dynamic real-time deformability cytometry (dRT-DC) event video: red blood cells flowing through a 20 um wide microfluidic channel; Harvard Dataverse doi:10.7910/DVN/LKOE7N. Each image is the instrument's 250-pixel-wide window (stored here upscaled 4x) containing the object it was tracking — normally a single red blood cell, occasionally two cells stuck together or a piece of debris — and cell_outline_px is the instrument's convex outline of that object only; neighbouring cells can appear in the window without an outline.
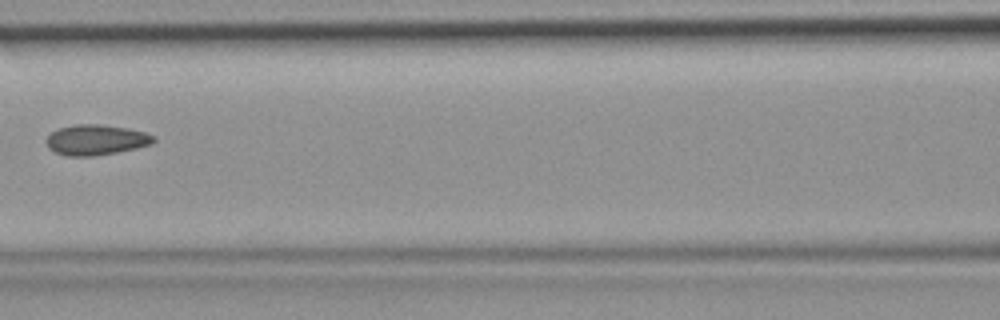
{"species": "common noctule bat (a hibernating species)", "species_latin": "Nyctalus noctula", "temperature_condition": "room temperature", "stored_images_in_passage": 6, "camera_frame_rate_fps": 3000, "um_per_image_px": 0.085, "animal": {"sex": "female", "body_mass_g": 19.9}, "frame": {"image": 1, "passage_image": 6, "time_ms": 1.667, "image_size_px": [1000, 320], "cell_outline_px": [[156, 140], [152, 144], [136, 148], [116, 152], [92, 156], [68, 156], [56, 152], [48, 148], [44, 140], [52, 132], [60, 128], [76, 124], [96, 124], [128, 128], [144, 132], [156, 136]], "centroid_in_image_um": [8.17, 11.89], "position_along_channel_um": 158.4, "area_um2": 18.96}}